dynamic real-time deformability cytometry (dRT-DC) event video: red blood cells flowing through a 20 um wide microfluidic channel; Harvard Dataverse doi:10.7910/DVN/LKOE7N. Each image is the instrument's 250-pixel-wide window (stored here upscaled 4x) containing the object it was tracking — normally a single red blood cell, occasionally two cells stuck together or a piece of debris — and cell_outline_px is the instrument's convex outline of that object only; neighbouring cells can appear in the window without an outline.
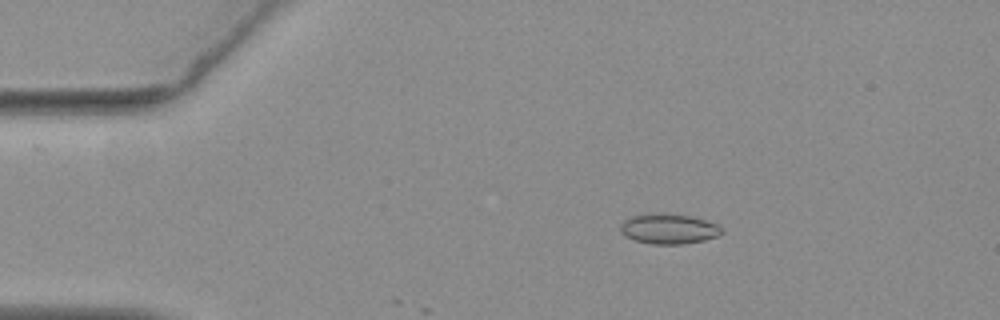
{"species": "common noctule bat (a hibernating species)", "species_latin": "Nyctalus noctula", "temperature_condition": "warm", "stored_images_in_passage": 12, "camera_frame_rate_fps": 3000, "um_per_image_px": 0.085, "animal": {"sex": "female", "body_mass_g": 19.3, "forearm_length_mm": 54.1}, "frame": {"image": 1, "passage_image": 10, "time_ms": 3.0, "image_size_px": [1000, 320], "cell_outline_px": [[724, 232], [716, 236], [704, 240], [680, 244], [652, 244], [636, 240], [624, 236], [620, 232], [620, 224], [624, 220], [632, 216], [652, 212], [664, 212], [692, 216], [716, 224], [724, 228]], "centroid_in_image_um": [56.82, 19.43], "position_along_channel_um": 28.2, "area_um2": 18.03}}